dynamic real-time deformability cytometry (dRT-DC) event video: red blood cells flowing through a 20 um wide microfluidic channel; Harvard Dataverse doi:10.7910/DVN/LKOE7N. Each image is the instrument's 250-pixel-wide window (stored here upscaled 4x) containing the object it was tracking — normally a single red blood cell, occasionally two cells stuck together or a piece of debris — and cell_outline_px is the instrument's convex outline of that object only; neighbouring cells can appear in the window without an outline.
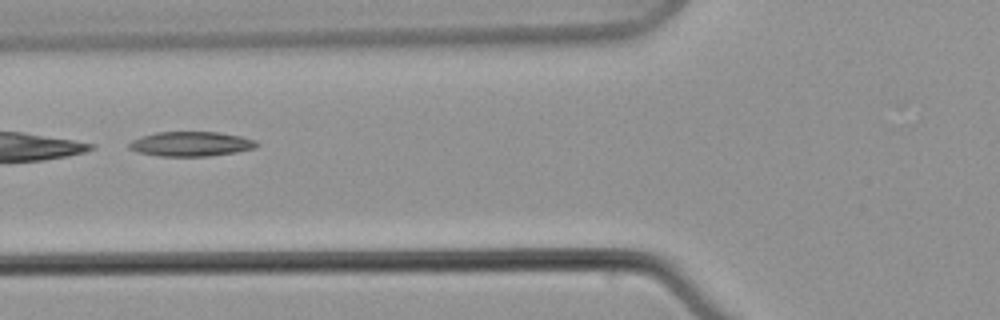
{"species": "common noctule bat (a hibernating species)", "species_latin": "Nyctalus noctula", "temperature_condition": "warm", "stored_images_in_passage": 7, "camera_frame_rate_fps": 3000, "um_per_image_px": 0.085, "animal": {"sex": "male", "body_mass_g": 21.5, "forearm_length_mm": 52.0}, "frame": {"image": 1, "passage_image": 5, "time_ms": 5.667, "image_size_px": [1000, 320], "cell_outline_px": [[260, 144], [256, 148], [236, 152], [208, 156], [160, 156], [140, 152], [128, 148], [128, 144], [132, 140], [140, 136], [156, 132], [220, 132], [240, 136], [256, 140]], "centroid_in_image_um": [16.26, 12.23], "position_along_channel_um": 109.5, "area_um2": 18.38}}
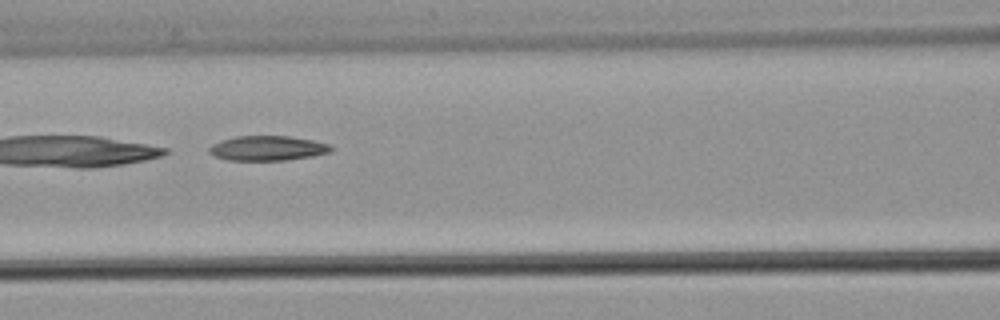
{"frame": {"image": 2, "passage_image": 6, "time_ms": 7.0, "image_size_px": [1000, 320], "cell_outline_px": [[332, 152], [312, 156], [284, 160], [228, 160], [216, 156], [208, 152], [208, 148], [212, 144], [220, 140], [236, 136], [288, 136], [312, 140], [332, 144]], "centroid_in_image_um": [22.75, 12.59], "position_along_channel_um": 143.9, "area_um2": 17.63}}